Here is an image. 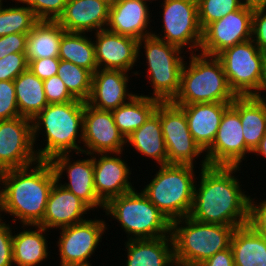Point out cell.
<instances>
[{
	"label": "cell",
	"mask_w": 266,
	"mask_h": 266,
	"mask_svg": "<svg viewBox=\"0 0 266 266\" xmlns=\"http://www.w3.org/2000/svg\"><path fill=\"white\" fill-rule=\"evenodd\" d=\"M252 40L266 54V7H253Z\"/></svg>",
	"instance_id": "60d3db41"
},
{
	"label": "cell",
	"mask_w": 266,
	"mask_h": 266,
	"mask_svg": "<svg viewBox=\"0 0 266 266\" xmlns=\"http://www.w3.org/2000/svg\"><path fill=\"white\" fill-rule=\"evenodd\" d=\"M159 102L149 95L137 94L111 111L114 122L125 139L147 121L156 111Z\"/></svg>",
	"instance_id": "4dcf8cb0"
},
{
	"label": "cell",
	"mask_w": 266,
	"mask_h": 266,
	"mask_svg": "<svg viewBox=\"0 0 266 266\" xmlns=\"http://www.w3.org/2000/svg\"><path fill=\"white\" fill-rule=\"evenodd\" d=\"M86 33L65 32L62 35L59 59L74 63L94 73L98 67L92 38Z\"/></svg>",
	"instance_id": "d6a6232c"
},
{
	"label": "cell",
	"mask_w": 266,
	"mask_h": 266,
	"mask_svg": "<svg viewBox=\"0 0 266 266\" xmlns=\"http://www.w3.org/2000/svg\"><path fill=\"white\" fill-rule=\"evenodd\" d=\"M244 5L251 7H266V0H242Z\"/></svg>",
	"instance_id": "681fc988"
},
{
	"label": "cell",
	"mask_w": 266,
	"mask_h": 266,
	"mask_svg": "<svg viewBox=\"0 0 266 266\" xmlns=\"http://www.w3.org/2000/svg\"><path fill=\"white\" fill-rule=\"evenodd\" d=\"M222 63L230 89L236 96H253L259 87L265 54L252 39L216 56Z\"/></svg>",
	"instance_id": "9c48e42d"
},
{
	"label": "cell",
	"mask_w": 266,
	"mask_h": 266,
	"mask_svg": "<svg viewBox=\"0 0 266 266\" xmlns=\"http://www.w3.org/2000/svg\"><path fill=\"white\" fill-rule=\"evenodd\" d=\"M136 189L112 198L104 205L105 215L118 220L129 240L155 239L171 235V222Z\"/></svg>",
	"instance_id": "52a82bcc"
},
{
	"label": "cell",
	"mask_w": 266,
	"mask_h": 266,
	"mask_svg": "<svg viewBox=\"0 0 266 266\" xmlns=\"http://www.w3.org/2000/svg\"><path fill=\"white\" fill-rule=\"evenodd\" d=\"M36 164L3 171L0 176V213L20 220L22 228L43 220L49 193L56 182L49 161L38 160Z\"/></svg>",
	"instance_id": "7a4b0ae2"
},
{
	"label": "cell",
	"mask_w": 266,
	"mask_h": 266,
	"mask_svg": "<svg viewBox=\"0 0 266 266\" xmlns=\"http://www.w3.org/2000/svg\"><path fill=\"white\" fill-rule=\"evenodd\" d=\"M163 5V6H162ZM163 9L164 36L152 33L153 36L184 50H199L202 43L203 30L199 23L197 0H164ZM188 44V45H187Z\"/></svg>",
	"instance_id": "30bf717a"
},
{
	"label": "cell",
	"mask_w": 266,
	"mask_h": 266,
	"mask_svg": "<svg viewBox=\"0 0 266 266\" xmlns=\"http://www.w3.org/2000/svg\"><path fill=\"white\" fill-rule=\"evenodd\" d=\"M19 116L13 81L0 80V120Z\"/></svg>",
	"instance_id": "74e56055"
},
{
	"label": "cell",
	"mask_w": 266,
	"mask_h": 266,
	"mask_svg": "<svg viewBox=\"0 0 266 266\" xmlns=\"http://www.w3.org/2000/svg\"><path fill=\"white\" fill-rule=\"evenodd\" d=\"M261 201L257 205V202L250 198L248 225L256 233L266 237V200Z\"/></svg>",
	"instance_id": "b9f144b4"
},
{
	"label": "cell",
	"mask_w": 266,
	"mask_h": 266,
	"mask_svg": "<svg viewBox=\"0 0 266 266\" xmlns=\"http://www.w3.org/2000/svg\"><path fill=\"white\" fill-rule=\"evenodd\" d=\"M32 120L15 117L0 120V171L36 164Z\"/></svg>",
	"instance_id": "4fadbf2b"
},
{
	"label": "cell",
	"mask_w": 266,
	"mask_h": 266,
	"mask_svg": "<svg viewBox=\"0 0 266 266\" xmlns=\"http://www.w3.org/2000/svg\"><path fill=\"white\" fill-rule=\"evenodd\" d=\"M14 1V0H12ZM26 4L39 21H57L68 0H15Z\"/></svg>",
	"instance_id": "8d00e7d4"
},
{
	"label": "cell",
	"mask_w": 266,
	"mask_h": 266,
	"mask_svg": "<svg viewBox=\"0 0 266 266\" xmlns=\"http://www.w3.org/2000/svg\"><path fill=\"white\" fill-rule=\"evenodd\" d=\"M261 91H263V93H264V91L266 92V54H265V58H264V61H263V69H262L261 81H260L259 87L257 89V92L253 95L254 98L266 102V97L265 96H261V94H262Z\"/></svg>",
	"instance_id": "7dc6e473"
},
{
	"label": "cell",
	"mask_w": 266,
	"mask_h": 266,
	"mask_svg": "<svg viewBox=\"0 0 266 266\" xmlns=\"http://www.w3.org/2000/svg\"><path fill=\"white\" fill-rule=\"evenodd\" d=\"M205 152L201 169L208 166L239 167L245 155L252 154L245 145L239 112L232 105L224 111L215 139Z\"/></svg>",
	"instance_id": "8fae6325"
},
{
	"label": "cell",
	"mask_w": 266,
	"mask_h": 266,
	"mask_svg": "<svg viewBox=\"0 0 266 266\" xmlns=\"http://www.w3.org/2000/svg\"><path fill=\"white\" fill-rule=\"evenodd\" d=\"M28 33H13L0 37V59L12 53H25Z\"/></svg>",
	"instance_id": "ee69618b"
},
{
	"label": "cell",
	"mask_w": 266,
	"mask_h": 266,
	"mask_svg": "<svg viewBox=\"0 0 266 266\" xmlns=\"http://www.w3.org/2000/svg\"><path fill=\"white\" fill-rule=\"evenodd\" d=\"M243 5L242 0H197L198 18L202 30Z\"/></svg>",
	"instance_id": "d590c367"
},
{
	"label": "cell",
	"mask_w": 266,
	"mask_h": 266,
	"mask_svg": "<svg viewBox=\"0 0 266 266\" xmlns=\"http://www.w3.org/2000/svg\"><path fill=\"white\" fill-rule=\"evenodd\" d=\"M13 83L20 116L32 120L48 105L43 80L28 68L18 75Z\"/></svg>",
	"instance_id": "f546056e"
},
{
	"label": "cell",
	"mask_w": 266,
	"mask_h": 266,
	"mask_svg": "<svg viewBox=\"0 0 266 266\" xmlns=\"http://www.w3.org/2000/svg\"><path fill=\"white\" fill-rule=\"evenodd\" d=\"M0 7V37L13 33H29L39 22L34 12L26 5Z\"/></svg>",
	"instance_id": "e575fe53"
},
{
	"label": "cell",
	"mask_w": 266,
	"mask_h": 266,
	"mask_svg": "<svg viewBox=\"0 0 266 266\" xmlns=\"http://www.w3.org/2000/svg\"><path fill=\"white\" fill-rule=\"evenodd\" d=\"M231 105L239 112L245 145L253 153L266 133V102L237 96Z\"/></svg>",
	"instance_id": "4316f807"
},
{
	"label": "cell",
	"mask_w": 266,
	"mask_h": 266,
	"mask_svg": "<svg viewBox=\"0 0 266 266\" xmlns=\"http://www.w3.org/2000/svg\"><path fill=\"white\" fill-rule=\"evenodd\" d=\"M160 123L168 164L194 166V160L204 151L192 137L183 109L172 101L160 102Z\"/></svg>",
	"instance_id": "7c38bea8"
},
{
	"label": "cell",
	"mask_w": 266,
	"mask_h": 266,
	"mask_svg": "<svg viewBox=\"0 0 266 266\" xmlns=\"http://www.w3.org/2000/svg\"><path fill=\"white\" fill-rule=\"evenodd\" d=\"M83 115L84 102L77 99L67 103L48 104L38 113L32 119L34 144L36 145L39 131L46 134H42L46 139L45 147L36 150L38 159L50 161L54 156L72 151L77 155L82 154L83 148L78 143H82L83 139Z\"/></svg>",
	"instance_id": "3957f363"
},
{
	"label": "cell",
	"mask_w": 266,
	"mask_h": 266,
	"mask_svg": "<svg viewBox=\"0 0 266 266\" xmlns=\"http://www.w3.org/2000/svg\"><path fill=\"white\" fill-rule=\"evenodd\" d=\"M193 165H160L151 182L145 185L142 193L170 221L189 216L194 196Z\"/></svg>",
	"instance_id": "8992f818"
},
{
	"label": "cell",
	"mask_w": 266,
	"mask_h": 266,
	"mask_svg": "<svg viewBox=\"0 0 266 266\" xmlns=\"http://www.w3.org/2000/svg\"><path fill=\"white\" fill-rule=\"evenodd\" d=\"M126 71L97 69L92 76V89L87 103L97 109L113 111L137 93L128 92Z\"/></svg>",
	"instance_id": "44dd1931"
},
{
	"label": "cell",
	"mask_w": 266,
	"mask_h": 266,
	"mask_svg": "<svg viewBox=\"0 0 266 266\" xmlns=\"http://www.w3.org/2000/svg\"><path fill=\"white\" fill-rule=\"evenodd\" d=\"M253 7L243 5L203 30L200 53L217 56L225 49L252 39Z\"/></svg>",
	"instance_id": "9a60e30c"
},
{
	"label": "cell",
	"mask_w": 266,
	"mask_h": 266,
	"mask_svg": "<svg viewBox=\"0 0 266 266\" xmlns=\"http://www.w3.org/2000/svg\"><path fill=\"white\" fill-rule=\"evenodd\" d=\"M2 1H3V0H0V7L3 5Z\"/></svg>",
	"instance_id": "f5cc1de1"
},
{
	"label": "cell",
	"mask_w": 266,
	"mask_h": 266,
	"mask_svg": "<svg viewBox=\"0 0 266 266\" xmlns=\"http://www.w3.org/2000/svg\"><path fill=\"white\" fill-rule=\"evenodd\" d=\"M117 155L119 153L116 156L113 153L98 154L99 159L95 154L93 156L95 192L104 205L112 198L135 189L129 182L131 171L127 161Z\"/></svg>",
	"instance_id": "d6986e66"
},
{
	"label": "cell",
	"mask_w": 266,
	"mask_h": 266,
	"mask_svg": "<svg viewBox=\"0 0 266 266\" xmlns=\"http://www.w3.org/2000/svg\"><path fill=\"white\" fill-rule=\"evenodd\" d=\"M48 104L67 103L76 100L58 75L43 80Z\"/></svg>",
	"instance_id": "ab89813d"
},
{
	"label": "cell",
	"mask_w": 266,
	"mask_h": 266,
	"mask_svg": "<svg viewBox=\"0 0 266 266\" xmlns=\"http://www.w3.org/2000/svg\"><path fill=\"white\" fill-rule=\"evenodd\" d=\"M230 247L235 266H266V237L248 224L234 230Z\"/></svg>",
	"instance_id": "f1b7e54d"
},
{
	"label": "cell",
	"mask_w": 266,
	"mask_h": 266,
	"mask_svg": "<svg viewBox=\"0 0 266 266\" xmlns=\"http://www.w3.org/2000/svg\"><path fill=\"white\" fill-rule=\"evenodd\" d=\"M255 155H262L266 158V133L261 139L258 147L253 152Z\"/></svg>",
	"instance_id": "c3c4849f"
},
{
	"label": "cell",
	"mask_w": 266,
	"mask_h": 266,
	"mask_svg": "<svg viewBox=\"0 0 266 266\" xmlns=\"http://www.w3.org/2000/svg\"><path fill=\"white\" fill-rule=\"evenodd\" d=\"M12 230L0 219V266L13 265Z\"/></svg>",
	"instance_id": "f6af8a7d"
},
{
	"label": "cell",
	"mask_w": 266,
	"mask_h": 266,
	"mask_svg": "<svg viewBox=\"0 0 266 266\" xmlns=\"http://www.w3.org/2000/svg\"><path fill=\"white\" fill-rule=\"evenodd\" d=\"M126 266H176L172 236L129 240Z\"/></svg>",
	"instance_id": "d4e9b609"
},
{
	"label": "cell",
	"mask_w": 266,
	"mask_h": 266,
	"mask_svg": "<svg viewBox=\"0 0 266 266\" xmlns=\"http://www.w3.org/2000/svg\"><path fill=\"white\" fill-rule=\"evenodd\" d=\"M36 230H24L12 235L13 265L36 266L48 258L47 229L31 225Z\"/></svg>",
	"instance_id": "83f0119b"
},
{
	"label": "cell",
	"mask_w": 266,
	"mask_h": 266,
	"mask_svg": "<svg viewBox=\"0 0 266 266\" xmlns=\"http://www.w3.org/2000/svg\"><path fill=\"white\" fill-rule=\"evenodd\" d=\"M89 210L84 202L56 180L48 196L43 220L38 225L47 230L74 225L86 220L83 215Z\"/></svg>",
	"instance_id": "7402d4cb"
},
{
	"label": "cell",
	"mask_w": 266,
	"mask_h": 266,
	"mask_svg": "<svg viewBox=\"0 0 266 266\" xmlns=\"http://www.w3.org/2000/svg\"><path fill=\"white\" fill-rule=\"evenodd\" d=\"M230 105L219 102L178 105L185 113L192 137L204 152L212 145L224 111Z\"/></svg>",
	"instance_id": "cb8c5ba5"
},
{
	"label": "cell",
	"mask_w": 266,
	"mask_h": 266,
	"mask_svg": "<svg viewBox=\"0 0 266 266\" xmlns=\"http://www.w3.org/2000/svg\"><path fill=\"white\" fill-rule=\"evenodd\" d=\"M199 266H235L231 247L217 252Z\"/></svg>",
	"instance_id": "bcb514c9"
},
{
	"label": "cell",
	"mask_w": 266,
	"mask_h": 266,
	"mask_svg": "<svg viewBox=\"0 0 266 266\" xmlns=\"http://www.w3.org/2000/svg\"><path fill=\"white\" fill-rule=\"evenodd\" d=\"M143 44V45H142ZM145 49L147 75L153 94L160 102L173 101L180 90L181 71L185 63L182 49L150 35L138 42V52Z\"/></svg>",
	"instance_id": "ba28073f"
},
{
	"label": "cell",
	"mask_w": 266,
	"mask_h": 266,
	"mask_svg": "<svg viewBox=\"0 0 266 266\" xmlns=\"http://www.w3.org/2000/svg\"><path fill=\"white\" fill-rule=\"evenodd\" d=\"M25 53H12L0 59V80L13 81L18 75L28 69Z\"/></svg>",
	"instance_id": "f35d334b"
},
{
	"label": "cell",
	"mask_w": 266,
	"mask_h": 266,
	"mask_svg": "<svg viewBox=\"0 0 266 266\" xmlns=\"http://www.w3.org/2000/svg\"><path fill=\"white\" fill-rule=\"evenodd\" d=\"M57 75L77 100L87 102L92 89L93 73L72 62L60 60Z\"/></svg>",
	"instance_id": "836d02e7"
},
{
	"label": "cell",
	"mask_w": 266,
	"mask_h": 266,
	"mask_svg": "<svg viewBox=\"0 0 266 266\" xmlns=\"http://www.w3.org/2000/svg\"><path fill=\"white\" fill-rule=\"evenodd\" d=\"M110 4L105 0H68L56 21L66 32L88 33L106 29Z\"/></svg>",
	"instance_id": "ffe728a7"
},
{
	"label": "cell",
	"mask_w": 266,
	"mask_h": 266,
	"mask_svg": "<svg viewBox=\"0 0 266 266\" xmlns=\"http://www.w3.org/2000/svg\"><path fill=\"white\" fill-rule=\"evenodd\" d=\"M189 58V65L185 62L181 71L180 90L172 102L176 105L232 103L237 96L229 87L221 61L201 53H191Z\"/></svg>",
	"instance_id": "5b68a950"
},
{
	"label": "cell",
	"mask_w": 266,
	"mask_h": 266,
	"mask_svg": "<svg viewBox=\"0 0 266 266\" xmlns=\"http://www.w3.org/2000/svg\"><path fill=\"white\" fill-rule=\"evenodd\" d=\"M28 68L41 80L57 75L60 63L59 57H49L41 59H27Z\"/></svg>",
	"instance_id": "7bdbcfd3"
},
{
	"label": "cell",
	"mask_w": 266,
	"mask_h": 266,
	"mask_svg": "<svg viewBox=\"0 0 266 266\" xmlns=\"http://www.w3.org/2000/svg\"><path fill=\"white\" fill-rule=\"evenodd\" d=\"M105 1H107L111 5V4L115 3L117 0H105Z\"/></svg>",
	"instance_id": "f907efd6"
},
{
	"label": "cell",
	"mask_w": 266,
	"mask_h": 266,
	"mask_svg": "<svg viewBox=\"0 0 266 266\" xmlns=\"http://www.w3.org/2000/svg\"><path fill=\"white\" fill-rule=\"evenodd\" d=\"M82 142L85 144V149H82L84 155L122 154L123 147L127 145L112 112L94 108L87 102H84Z\"/></svg>",
	"instance_id": "2e32d148"
},
{
	"label": "cell",
	"mask_w": 266,
	"mask_h": 266,
	"mask_svg": "<svg viewBox=\"0 0 266 266\" xmlns=\"http://www.w3.org/2000/svg\"><path fill=\"white\" fill-rule=\"evenodd\" d=\"M235 229L233 226L202 223L189 216L172 221L176 266H199L217 252L228 249Z\"/></svg>",
	"instance_id": "277c9868"
},
{
	"label": "cell",
	"mask_w": 266,
	"mask_h": 266,
	"mask_svg": "<svg viewBox=\"0 0 266 266\" xmlns=\"http://www.w3.org/2000/svg\"><path fill=\"white\" fill-rule=\"evenodd\" d=\"M95 33V57L98 69L123 70L133 69L139 60L138 40L123 36L107 29Z\"/></svg>",
	"instance_id": "ac0fdd59"
},
{
	"label": "cell",
	"mask_w": 266,
	"mask_h": 266,
	"mask_svg": "<svg viewBox=\"0 0 266 266\" xmlns=\"http://www.w3.org/2000/svg\"><path fill=\"white\" fill-rule=\"evenodd\" d=\"M87 159L70 162L72 155L60 154L54 156L49 162L55 172L56 180L61 182L63 172L66 171L69 183L62 186L77 196L91 210L97 207L104 209V204L98 199L94 186L93 155ZM95 208V209H94Z\"/></svg>",
	"instance_id": "e0dca14e"
},
{
	"label": "cell",
	"mask_w": 266,
	"mask_h": 266,
	"mask_svg": "<svg viewBox=\"0 0 266 266\" xmlns=\"http://www.w3.org/2000/svg\"><path fill=\"white\" fill-rule=\"evenodd\" d=\"M149 13L150 11L145 1L117 0L110 5L106 29L139 41L153 33V31L150 32L147 29L150 24Z\"/></svg>",
	"instance_id": "603a6c76"
},
{
	"label": "cell",
	"mask_w": 266,
	"mask_h": 266,
	"mask_svg": "<svg viewBox=\"0 0 266 266\" xmlns=\"http://www.w3.org/2000/svg\"><path fill=\"white\" fill-rule=\"evenodd\" d=\"M241 167L208 166L201 169L194 187L189 217L202 223L235 228L248 224L250 195H245L233 173ZM197 186L199 188H197Z\"/></svg>",
	"instance_id": "6da1fadb"
},
{
	"label": "cell",
	"mask_w": 266,
	"mask_h": 266,
	"mask_svg": "<svg viewBox=\"0 0 266 266\" xmlns=\"http://www.w3.org/2000/svg\"><path fill=\"white\" fill-rule=\"evenodd\" d=\"M58 243L60 265L91 266L90 257L107 230L105 220H84L74 225L60 228ZM101 239V240H100ZM89 258V259H88Z\"/></svg>",
	"instance_id": "5bb4252c"
},
{
	"label": "cell",
	"mask_w": 266,
	"mask_h": 266,
	"mask_svg": "<svg viewBox=\"0 0 266 266\" xmlns=\"http://www.w3.org/2000/svg\"><path fill=\"white\" fill-rule=\"evenodd\" d=\"M142 1H145V2L149 1V2H150V1H154V0H142ZM155 1H156V0H155Z\"/></svg>",
	"instance_id": "816d5d0a"
},
{
	"label": "cell",
	"mask_w": 266,
	"mask_h": 266,
	"mask_svg": "<svg viewBox=\"0 0 266 266\" xmlns=\"http://www.w3.org/2000/svg\"><path fill=\"white\" fill-rule=\"evenodd\" d=\"M65 32L56 21H39L27 35V59L58 57Z\"/></svg>",
	"instance_id": "1f68e13d"
},
{
	"label": "cell",
	"mask_w": 266,
	"mask_h": 266,
	"mask_svg": "<svg viewBox=\"0 0 266 266\" xmlns=\"http://www.w3.org/2000/svg\"><path fill=\"white\" fill-rule=\"evenodd\" d=\"M137 152L156 160L157 164H168V154L160 123V102L147 121L126 138Z\"/></svg>",
	"instance_id": "484cf974"
}]
</instances>
